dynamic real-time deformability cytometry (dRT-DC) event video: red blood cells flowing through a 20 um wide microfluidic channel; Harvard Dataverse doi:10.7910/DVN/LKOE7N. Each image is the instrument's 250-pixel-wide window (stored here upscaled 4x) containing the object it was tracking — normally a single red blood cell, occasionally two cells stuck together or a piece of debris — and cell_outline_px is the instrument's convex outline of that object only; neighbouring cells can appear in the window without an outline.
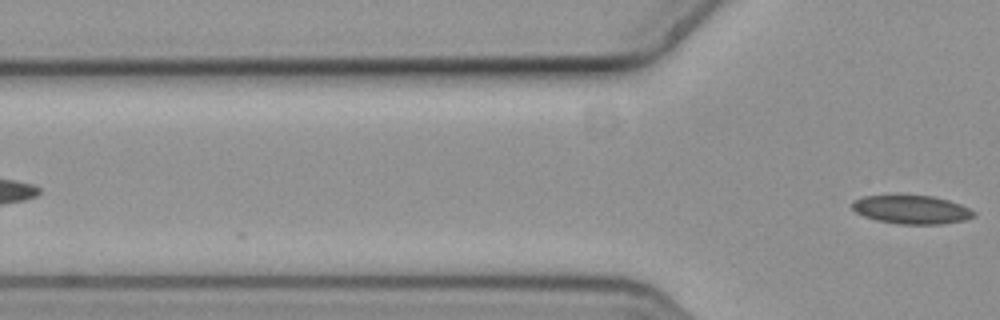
{"species": "common noctule bat (a hibernating species)", "species_latin": "Nyctalus noctula", "temperature_condition": "cold", "stored_images_in_passage": 4, "camera_frame_rate_fps": 3000, "um_per_image_px": 0.085, "animal": {"sex": "female", "body_mass_g": 19.3, "forearm_length_mm": 54.1}, "frame": {"image": 1, "passage_image": 4, "time_ms": 1.0, "image_size_px": [1000, 320], "cell_outline_px": [[976, 216], [964, 220], [940, 224], [896, 224], [876, 220], [864, 216], [856, 212], [852, 208], [852, 200], [860, 196], [896, 192], [900, 192], [932, 196], [948, 200], [960, 204], [976, 212]], "centroid_in_image_um": [77.4, 17.76], "position_along_channel_um": 48.4, "area_um2": 21.27}}